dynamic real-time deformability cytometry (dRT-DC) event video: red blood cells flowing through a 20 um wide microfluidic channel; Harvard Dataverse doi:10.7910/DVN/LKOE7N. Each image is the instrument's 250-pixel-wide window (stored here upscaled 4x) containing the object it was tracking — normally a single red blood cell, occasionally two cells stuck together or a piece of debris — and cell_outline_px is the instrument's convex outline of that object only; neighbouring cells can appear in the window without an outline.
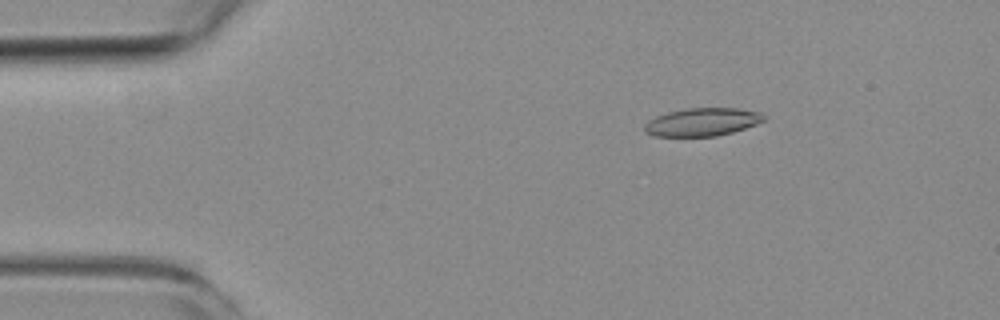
{"species": "common noctule bat (a hibernating species)", "species_latin": "Nyctalus noctula", "temperature_condition": "room temperature", "stored_images_in_passage": 4, "camera_frame_rate_fps": 3000, "um_per_image_px": 0.085, "animal": {"sex": "female", "body_mass_g": 19.3, "forearm_length_mm": 54.1}, "frame": {"image": 1, "passage_image": 2, "time_ms": 1.0, "image_size_px": [1000, 320], "cell_outline_px": [[768, 116], [764, 120], [756, 124], [732, 132], [716, 136], [652, 136], [644, 132], [644, 124], [648, 120], [656, 116], [668, 112], [688, 108], [736, 108], [764, 112]], "centroid_in_image_um": [59.7, 10.36], "position_along_channel_um": 25.3, "area_um2": 19.65}}